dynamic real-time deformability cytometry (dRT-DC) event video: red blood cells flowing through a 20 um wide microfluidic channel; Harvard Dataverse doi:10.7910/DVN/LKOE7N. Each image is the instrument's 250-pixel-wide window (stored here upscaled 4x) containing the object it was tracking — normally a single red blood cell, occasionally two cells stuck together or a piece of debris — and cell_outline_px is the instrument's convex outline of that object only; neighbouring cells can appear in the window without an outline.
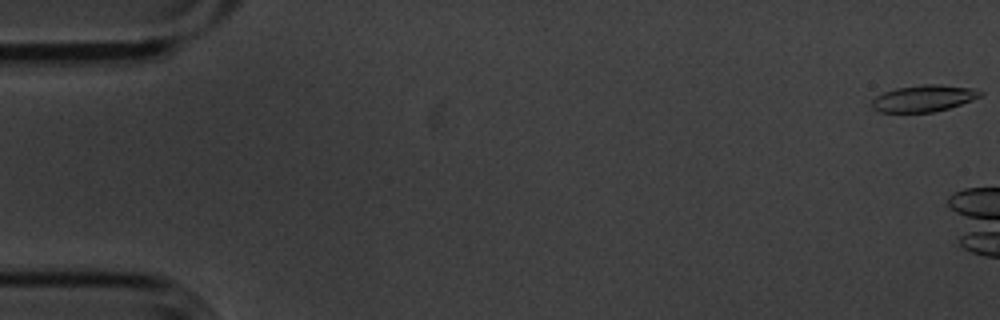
{"species": "common noctule bat (a hibernating species)", "species_latin": "Nyctalus noctula", "temperature_condition": "cold", "stored_images_in_passage": 5, "segment_of_instrument_passage": [2, 2], "camera_frame_rate_fps": 3000, "um_per_image_px": 0.085, "animal": {"sex": "male", "body_mass_g": 20.1, "forearm_length_mm": 53.5}, "frame": {"image": 1, "passage_image": 5, "time_ms": 1.333, "image_size_px": [1000, 320], "cell_outline_px": [[984, 96], [948, 108], [932, 112], [880, 112], [872, 108], [872, 100], [876, 96], [884, 92], [896, 88], [924, 84], [940, 84], [972, 88], [984, 92]], "centroid_in_image_um": [78.54, 8.35], "position_along_channel_um": 6.5, "area_um2": 16.82}}